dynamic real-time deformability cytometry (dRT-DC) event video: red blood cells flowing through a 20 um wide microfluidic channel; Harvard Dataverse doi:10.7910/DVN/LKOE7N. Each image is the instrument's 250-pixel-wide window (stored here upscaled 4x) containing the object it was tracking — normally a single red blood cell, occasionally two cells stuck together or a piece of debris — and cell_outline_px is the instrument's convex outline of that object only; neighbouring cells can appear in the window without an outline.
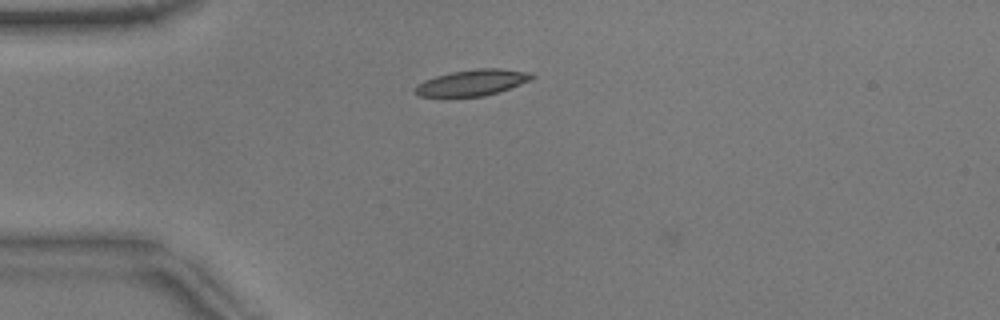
{"species": "common noctule bat (a hibernating species)", "species_latin": "Nyctalus noctula", "temperature_condition": "warm", "stored_images_in_passage": 40, "camera_frame_rate_fps": 3000, "um_per_image_px": 0.085, "animal": {"sex": "male", "body_mass_g": 17.9}, "frame": {"image": 1, "passage_image": 1, "time_ms": 0.0, "image_size_px": [1000, 320], "cell_outline_px": [[536, 76], [532, 80], [484, 96], [444, 100], [420, 96], [412, 92], [416, 84], [424, 80], [436, 76], [452, 72], [476, 68], [500, 68], [532, 72]], "centroid_in_image_um": [40.05, 7.07], "position_along_channel_um": 44.9, "area_um2": 18.67}}
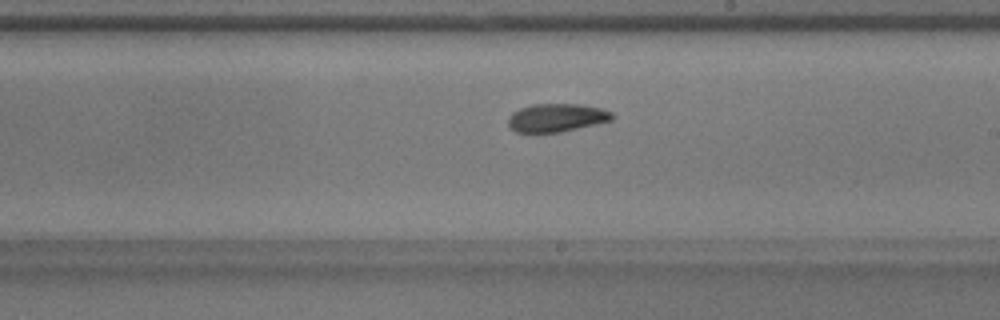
{"frame": {"image": 2, "passage_image": 18, "time_ms": 5.667, "image_size_px": [1000, 320], "cell_outline_px": [[616, 116], [612, 120], [596, 124], [560, 132], [516, 132], [508, 128], [508, 116], [512, 112], [520, 108], [532, 104], [580, 104], [600, 108], [612, 112]], "centroid_in_image_um": [47.29, 10.0], "position_along_channel_um": 241.7, "area_um2": 17.22}}
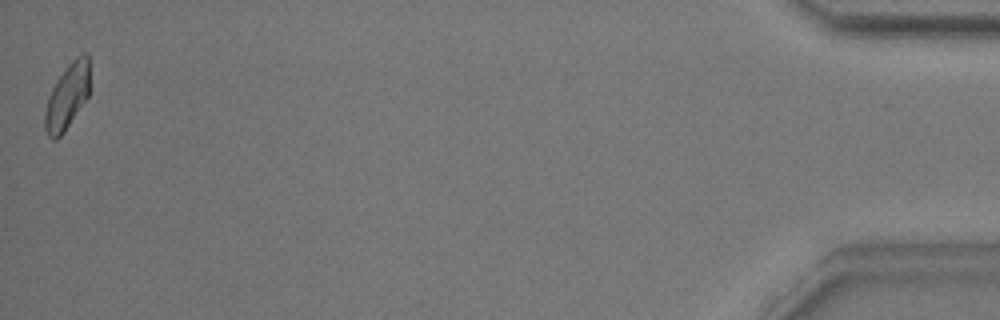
{"frame": {"image": 3, "passage_image": 40, "time_ms": 13.0, "image_size_px": [1000, 320], "cell_outline_px": [[88, 96], [64, 132], [56, 140], [52, 140], [48, 136], [44, 128], [44, 112], [48, 96], [52, 88], [68, 64], [76, 56], [84, 52], [88, 52]], "centroid_in_image_um": [5.68, 8.22], "position_along_channel_um": 429.5, "area_um2": 16.94}}